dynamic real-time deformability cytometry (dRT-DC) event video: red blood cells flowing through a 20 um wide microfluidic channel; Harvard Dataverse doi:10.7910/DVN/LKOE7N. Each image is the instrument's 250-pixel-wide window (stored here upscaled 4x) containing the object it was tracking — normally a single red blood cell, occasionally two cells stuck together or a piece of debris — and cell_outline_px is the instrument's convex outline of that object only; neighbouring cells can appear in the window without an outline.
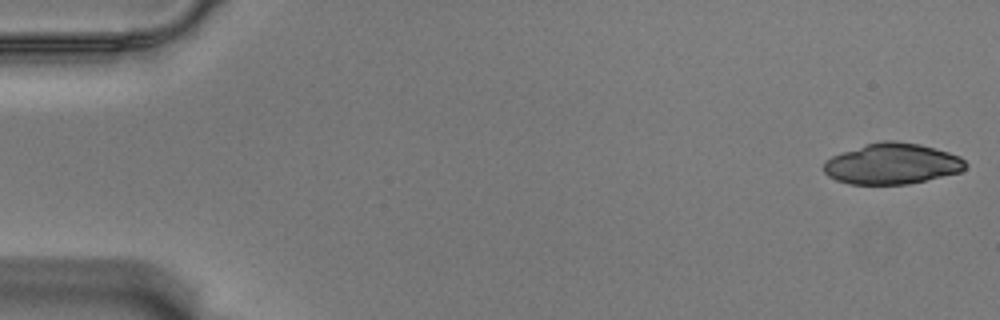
{"species": "Egyptian fruit bat (a non-hibernating species)", "species_latin": "Rousettus aegyptiacus", "temperature_condition": "warm", "stored_images_in_passage": 56, "camera_frame_rate_fps": 3000, "um_per_image_px": 0.085, "animal": {"sex": "male"}, "frame": {"image": 1, "passage_image": 1, "time_ms": 0.0, "image_size_px": [1000, 320], "cell_outline_px": [[968, 164], [960, 172], [908, 184], [852, 184], [836, 180], [828, 176], [824, 172], [824, 160], [832, 156], [868, 144], [884, 140], [896, 140], [920, 144], [948, 152], [960, 156]], "centroid_in_image_um": [75.83, 13.92], "position_along_channel_um": 9.2, "area_um2": 33.52}}